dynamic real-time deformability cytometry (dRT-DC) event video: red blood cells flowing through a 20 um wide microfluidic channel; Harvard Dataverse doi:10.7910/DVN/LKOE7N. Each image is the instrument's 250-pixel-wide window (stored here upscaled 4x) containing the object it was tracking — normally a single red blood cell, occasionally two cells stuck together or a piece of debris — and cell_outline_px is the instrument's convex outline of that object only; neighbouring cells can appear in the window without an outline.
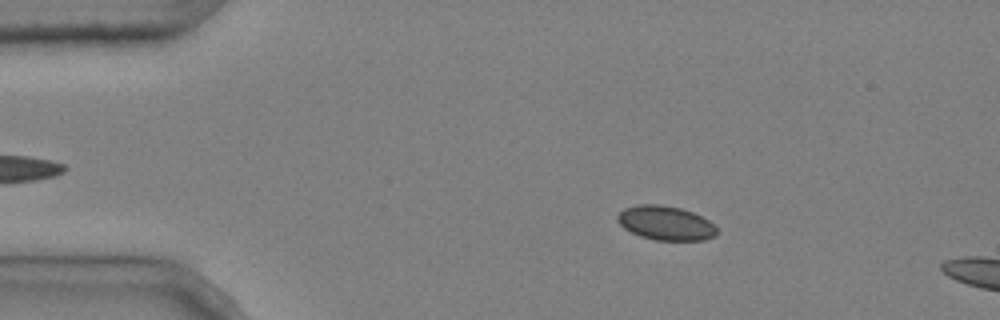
{"species": "common noctule bat (a hibernating species)", "species_latin": "Nyctalus noctula", "temperature_condition": "cold", "stored_images_in_passage": 4, "segment_of_instrument_passage": [1, 2], "camera_frame_rate_fps": 3000, "um_per_image_px": 0.085, "animal": {"sex": "male", "body_mass_g": 20.4}, "frame": {"image": 1, "passage_image": 2, "time_ms": 0.333, "image_size_px": [1000, 320], "cell_outline_px": [[716, 236], [704, 240], [656, 240], [640, 236], [624, 228], [616, 220], [616, 216], [624, 208], [636, 204], [660, 204], [680, 208], [692, 212], [708, 220], [716, 228]], "centroid_in_image_um": [56.55, 18.95], "position_along_channel_um": 28.5, "area_um2": 19.77}}